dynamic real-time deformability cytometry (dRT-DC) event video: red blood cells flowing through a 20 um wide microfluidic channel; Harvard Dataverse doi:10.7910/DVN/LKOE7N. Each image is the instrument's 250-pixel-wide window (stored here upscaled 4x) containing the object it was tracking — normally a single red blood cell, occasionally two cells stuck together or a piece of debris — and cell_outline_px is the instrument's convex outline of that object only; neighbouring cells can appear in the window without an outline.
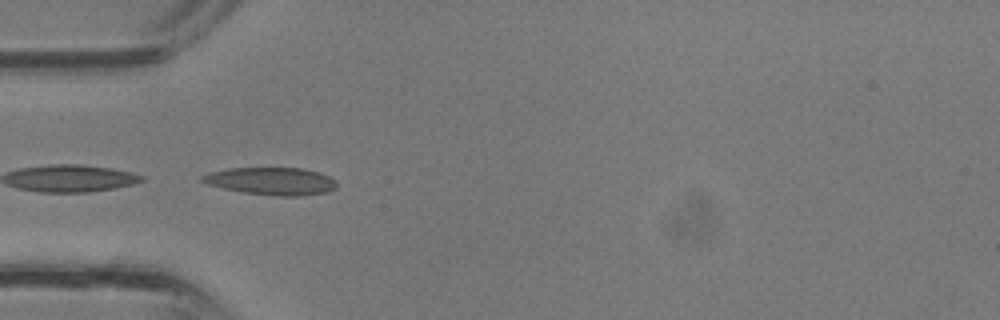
{"species": "common noctule bat (a hibernating species)", "species_latin": "Nyctalus noctula", "temperature_condition": "room temperature", "stored_images_in_passage": 7, "camera_frame_rate_fps": 3000, "um_per_image_px": 0.085, "animal": {"sex": "male", "body_mass_g": 13.3}, "frame": {"image": 1, "passage_image": 2, "time_ms": 0.333, "image_size_px": [1000, 320], "cell_outline_px": [[336, 188], [328, 192], [296, 196], [276, 196], [244, 192], [224, 188], [208, 184], [196, 180], [200, 176], [208, 172], [228, 168], [304, 168], [320, 172], [336, 180]], "centroid_in_image_um": [23.04, 15.38], "position_along_channel_um": 62.0, "area_um2": 21.73}}
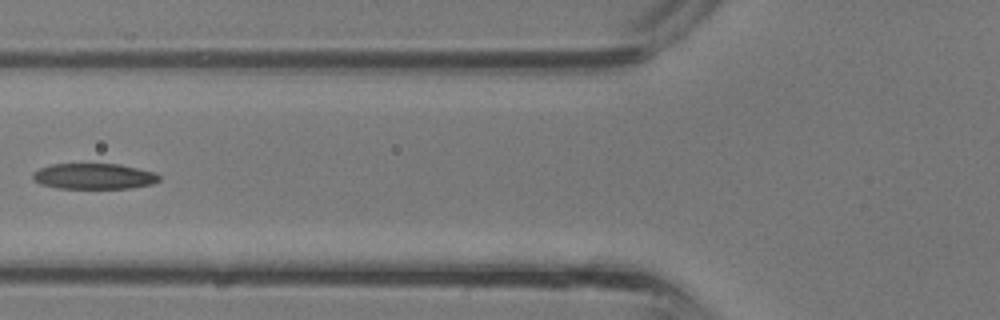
{"frame": {"image": 2, "passage_image": 5, "time_ms": 1.333, "image_size_px": [1000, 320], "cell_outline_px": [[160, 180], [152, 184], [128, 188], [56, 188], [40, 184], [32, 180], [32, 176], [40, 168], [52, 164], [120, 164], [156, 172], [160, 176]], "centroid_in_image_um": [8.0, 14.98], "position_along_channel_um": 117.8, "area_um2": 18.96}}